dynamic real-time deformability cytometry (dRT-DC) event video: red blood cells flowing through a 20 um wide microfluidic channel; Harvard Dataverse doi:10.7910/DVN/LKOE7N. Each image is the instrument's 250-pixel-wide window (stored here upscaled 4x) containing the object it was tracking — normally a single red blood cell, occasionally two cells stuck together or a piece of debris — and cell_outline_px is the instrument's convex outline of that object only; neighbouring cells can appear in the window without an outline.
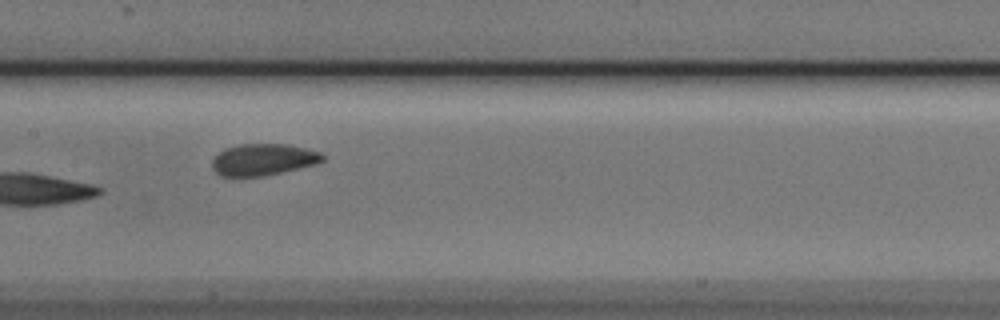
{"species": "Egyptian fruit bat (a non-hibernating species)", "species_latin": "Rousettus aegyptiacus", "temperature_condition": "cold", "stored_images_in_passage": 8, "camera_frame_rate_fps": 3000, "um_per_image_px": 0.085, "animal": {"sex": "male"}, "frame": {"image": 1, "passage_image": 8, "time_ms": 2.333, "image_size_px": [1000, 320], "cell_outline_px": [[324, 160], [316, 164], [264, 176], [220, 176], [212, 168], [212, 160], [224, 148], [240, 144], [284, 144], [304, 148], [320, 152], [324, 156]], "centroid_in_image_um": [22.36, 13.56], "position_along_channel_um": 185.0, "area_um2": 20.23}}